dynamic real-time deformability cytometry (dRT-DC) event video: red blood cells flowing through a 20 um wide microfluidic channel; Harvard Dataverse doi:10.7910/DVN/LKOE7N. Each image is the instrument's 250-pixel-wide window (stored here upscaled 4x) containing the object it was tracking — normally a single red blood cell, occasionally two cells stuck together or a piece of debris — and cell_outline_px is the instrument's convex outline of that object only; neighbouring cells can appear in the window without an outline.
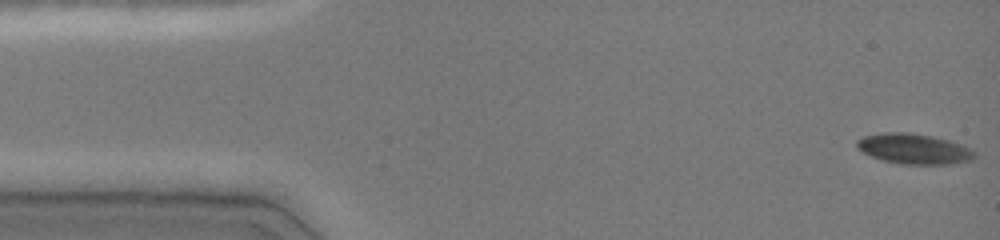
{"species": "common noctule bat (a hibernating species)", "species_latin": "Nyctalus noctula", "temperature_condition": "cold", "stored_images_in_passage": 47, "camera_frame_rate_fps": 3000, "um_per_image_px": 0.085, "animal": {"sex": "female", "body_mass_g": 19.0, "forearm_length_mm": 51.5}, "frame": {"image": 1, "passage_image": 1, "time_ms": 0.0, "image_size_px": [1000, 240], "cell_outline_px": [[976, 156], [972, 160], [948, 164], [900, 164], [884, 160], [872, 156], [856, 148], [856, 140], [864, 136], [884, 132], [908, 132], [932, 136], [948, 140], [960, 144], [976, 152]], "centroid_in_image_um": [77.67, 12.64], "position_along_channel_um": 7.3, "area_um2": 20.69}}
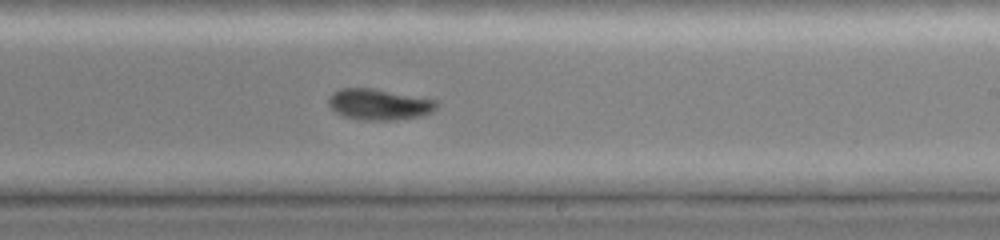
{"frame": {"image": 2, "passage_image": 28, "time_ms": 9.0, "image_size_px": [1000, 240], "cell_outline_px": [[440, 104], [432, 112], [420, 116], [396, 120], [364, 120], [344, 116], [336, 112], [328, 104], [328, 96], [332, 92], [340, 88], [372, 88], [440, 100]], "centroid_in_image_um": [32.25, 8.86], "position_along_channel_um": 256.7, "area_um2": 19.77}}
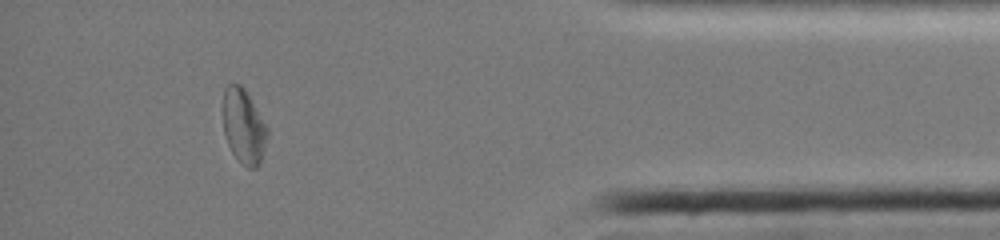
{"frame": {"image": 3, "passage_image": 42, "time_ms": 13.667, "image_size_px": [1000, 240], "cell_outline_px": [[268, 136], [264, 152], [260, 164], [256, 168], [248, 168], [232, 152], [228, 144], [224, 132], [224, 88], [228, 84], [240, 84], [244, 88], [268, 128]], "centroid_in_image_um": [20.74, 10.75], "position_along_channel_um": 414.5, "area_um2": 19.02}, "authors_computed_cell_mechanics": {"area_um2": 19.941, "velocity_mm_per_s": 4.0532, "shape_relaxation_time_tau1_ms": 3.0389, "shape_relaxation_time_tau2_ms": 7.4341, "deformation_change_tau1": 0.0867, "deformation_change_tau2": 0.0993}}